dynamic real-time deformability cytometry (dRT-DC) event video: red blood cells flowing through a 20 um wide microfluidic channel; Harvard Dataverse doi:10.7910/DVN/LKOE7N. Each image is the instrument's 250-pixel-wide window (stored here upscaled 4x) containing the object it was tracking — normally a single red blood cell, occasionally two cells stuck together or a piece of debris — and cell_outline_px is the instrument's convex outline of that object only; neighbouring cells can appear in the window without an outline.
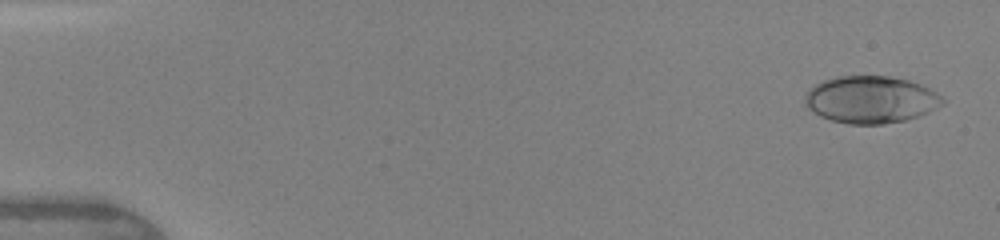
{"species": "human", "species_latin": "Homo sapiens", "temperature_condition": "warm", "stored_images_in_passage": 31, "camera_frame_rate_fps": 3000, "um_per_image_px": 0.085, "donor": {"sex": "female"}, "frame": {"image": 1, "passage_image": 3, "time_ms": 0.333, "image_size_px": [1000, 240], "cell_outline_px": [[944, 104], [928, 112], [904, 120], [884, 124], [848, 124], [832, 120], [820, 116], [812, 112], [804, 104], [804, 96], [808, 88], [824, 80], [836, 76], [888, 76], [908, 80], [920, 84], [936, 92], [944, 100]], "centroid_in_image_um": [73.97, 8.46], "position_along_channel_um": 11.0, "area_um2": 37.86}}
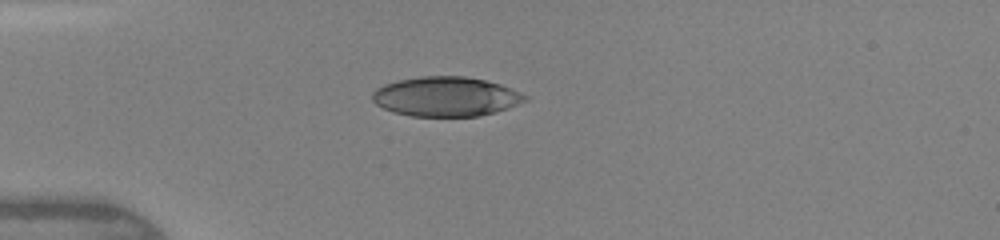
{"frame": {"image": 2, "passage_image": 18, "time_ms": 4.0, "image_size_px": [1000, 240], "cell_outline_px": [[528, 100], [508, 108], [496, 112], [480, 116], [412, 116], [392, 112], [376, 104], [372, 100], [372, 92], [376, 88], [384, 84], [400, 80], [420, 76], [464, 76], [484, 80], [500, 84], [512, 88], [528, 96]], "centroid_in_image_um": [37.91, 8.21], "position_along_channel_um": 47.1, "area_um2": 35.32}}
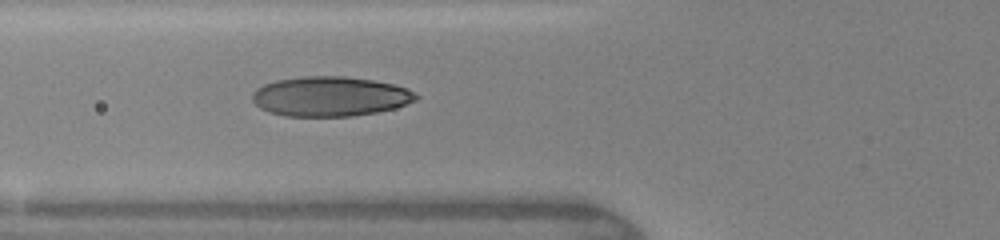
{"frame": {"image": 3, "passage_image": 22, "time_ms": 5.667, "image_size_px": [1000, 240], "cell_outline_px": [[420, 96], [416, 100], [396, 108], [376, 112], [352, 116], [284, 116], [268, 112], [260, 108], [252, 100], [252, 92], [256, 88], [264, 84], [276, 80], [304, 76], [344, 76], [372, 80], [392, 84], [408, 88]], "centroid_in_image_um": [28.05, 8.19], "position_along_channel_um": 97.8, "area_um2": 38.09}}